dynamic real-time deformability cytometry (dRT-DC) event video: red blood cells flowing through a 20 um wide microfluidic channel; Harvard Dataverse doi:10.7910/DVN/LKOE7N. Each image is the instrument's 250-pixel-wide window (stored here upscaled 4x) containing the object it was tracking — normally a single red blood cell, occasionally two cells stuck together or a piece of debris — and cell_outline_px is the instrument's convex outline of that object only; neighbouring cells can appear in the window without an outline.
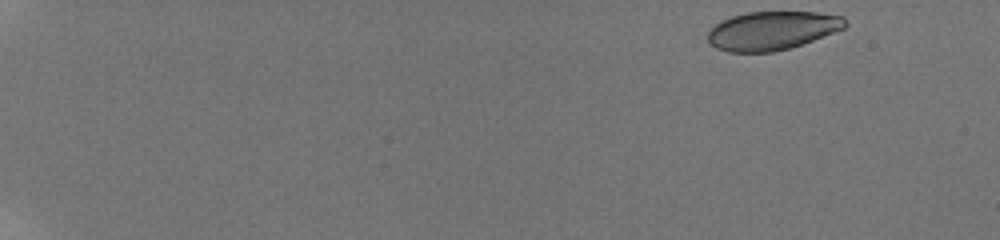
{"species": "human", "species_latin": "Homo sapiens", "temperature_condition": "room temperature", "stored_images_in_passage": 28, "camera_frame_rate_fps": 3000, "um_per_image_px": 0.085, "donor": {"sex": "male"}, "frame": {"image": 1, "passage_image": 1, "time_ms": 0.0, "image_size_px": [1000, 240], "cell_outline_px": [[848, 24], [844, 28], [812, 40], [788, 48], [772, 52], [728, 52], [716, 48], [708, 44], [708, 32], [720, 20], [732, 16], [748, 12], [816, 12], [844, 16]], "centroid_in_image_um": [65.6, 2.6], "position_along_channel_um": 19.4, "area_um2": 30.81}}